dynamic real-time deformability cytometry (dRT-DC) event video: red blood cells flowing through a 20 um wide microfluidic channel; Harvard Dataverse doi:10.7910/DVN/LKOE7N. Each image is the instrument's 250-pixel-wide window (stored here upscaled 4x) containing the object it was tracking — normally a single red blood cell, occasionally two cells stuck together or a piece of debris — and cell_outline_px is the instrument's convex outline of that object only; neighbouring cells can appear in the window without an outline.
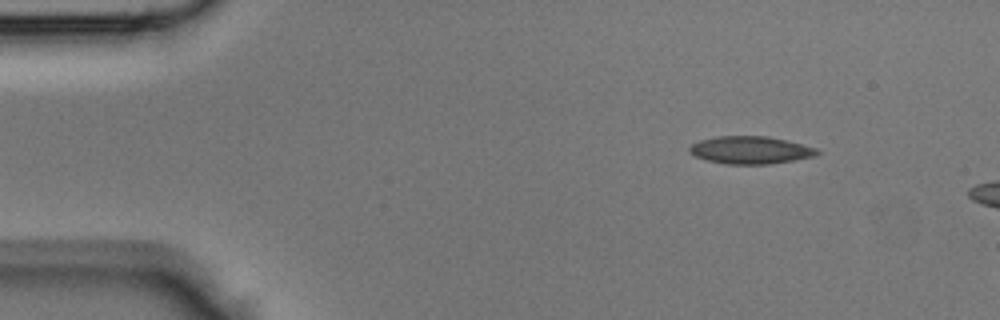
{"species": "Egyptian fruit bat (a non-hibernating species)", "species_latin": "Rousettus aegyptiacus", "temperature_condition": "room temperature", "stored_images_in_passage": 6, "camera_frame_rate_fps": 3000, "um_per_image_px": 0.085, "animal": {"sex": "male"}, "frame": {"image": 1, "passage_image": 1, "time_ms": 0.0, "image_size_px": [1000, 320], "cell_outline_px": [[820, 152], [816, 156], [796, 160], [768, 164], [728, 164], [708, 160], [696, 156], [688, 152], [688, 148], [692, 144], [700, 140], [716, 136], [768, 136], [816, 148]], "centroid_in_image_um": [63.78, 12.76], "position_along_channel_um": 21.2, "area_um2": 20.4}}